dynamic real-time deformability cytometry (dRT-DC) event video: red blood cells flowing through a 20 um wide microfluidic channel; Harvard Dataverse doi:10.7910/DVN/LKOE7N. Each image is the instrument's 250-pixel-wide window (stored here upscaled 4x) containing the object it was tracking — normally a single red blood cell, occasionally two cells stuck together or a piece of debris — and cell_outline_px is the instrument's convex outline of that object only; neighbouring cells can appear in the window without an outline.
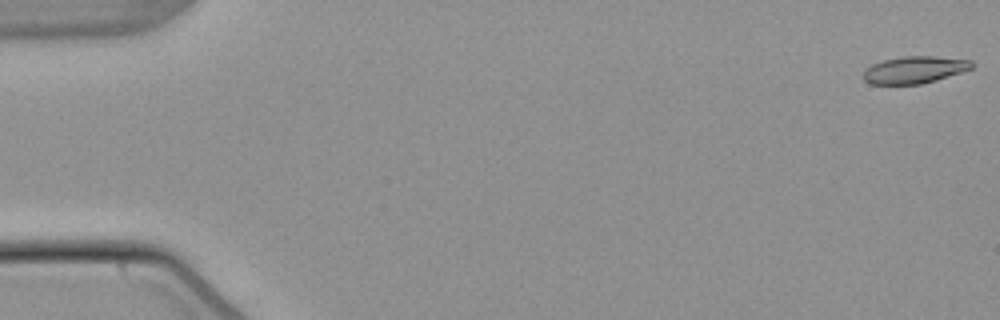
{"species": "common noctule bat (a hibernating species)", "species_latin": "Nyctalus noctula", "temperature_condition": "warm", "stored_images_in_passage": 55, "segment_of_instrument_passage": [1, 2], "camera_frame_rate_fps": 3000, "um_per_image_px": 0.085, "animal": {"sex": "male", "body_mass_g": 21.5, "forearm_length_mm": 52.0}, "frame": {"image": 1, "passage_image": 1, "time_ms": 0.0, "image_size_px": [1000, 320], "cell_outline_px": [[972, 68], [936, 80], [920, 84], [868, 84], [864, 80], [864, 68], [872, 64], [884, 60], [904, 56], [936, 56], [972, 60]], "centroid_in_image_um": [77.7, 5.93], "position_along_channel_um": 7.3, "area_um2": 17.05}}
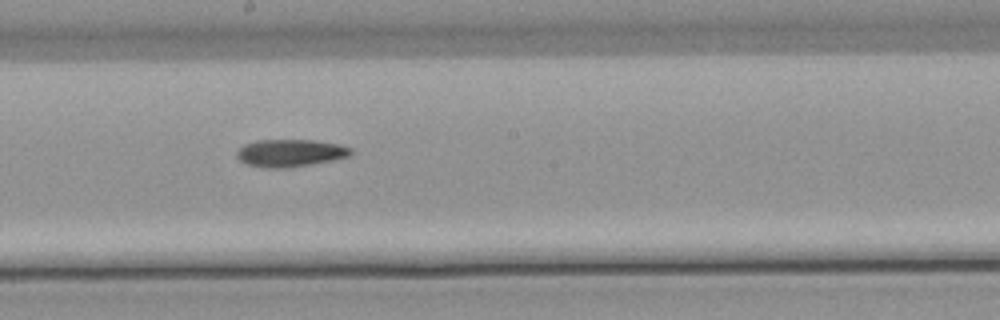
{"frame": {"image": 2, "passage_image": 30, "time_ms": 9.667, "image_size_px": [1000, 320], "cell_outline_px": [[352, 152], [348, 156], [332, 160], [288, 168], [264, 168], [244, 164], [236, 156], [236, 152], [244, 144], [256, 140], [316, 140], [340, 144], [352, 148]], "centroid_in_image_um": [24.64, 13.0], "position_along_channel_um": 223.6, "area_um2": 18.38}}
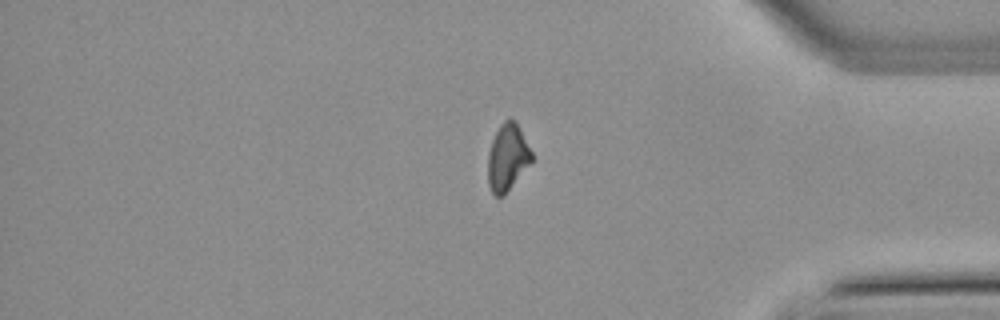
{"frame": {"image": 3, "passage_image": 45, "time_ms": 14.667, "image_size_px": [1000, 320], "cell_outline_px": [[532, 160], [508, 188], [500, 196], [496, 196], [492, 192], [488, 184], [488, 152], [492, 140], [500, 124], [508, 116], [516, 120], [532, 152]], "centroid_in_image_um": [43.11, 13.28], "position_along_channel_um": 392.1, "area_um2": 16.65}}